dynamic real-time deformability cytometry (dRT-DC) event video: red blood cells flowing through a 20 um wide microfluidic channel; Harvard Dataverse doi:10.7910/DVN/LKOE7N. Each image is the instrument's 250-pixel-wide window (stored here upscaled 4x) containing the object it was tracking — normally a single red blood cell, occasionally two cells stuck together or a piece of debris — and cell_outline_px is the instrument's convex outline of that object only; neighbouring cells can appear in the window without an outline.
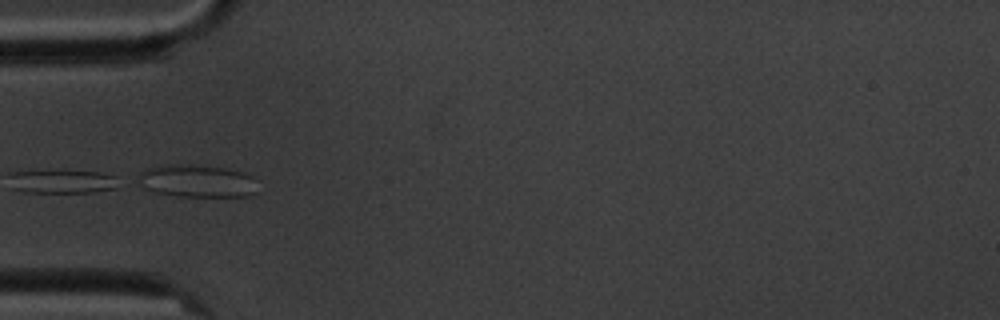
{"species": "common noctule bat (a hibernating species)", "species_latin": "Nyctalus noctula", "temperature_condition": "cold", "stored_images_in_passage": 15, "camera_frame_rate_fps": 3000, "um_per_image_px": 0.085, "animal": {"sex": "male", "body_mass_g": 20.1, "forearm_length_mm": 53.5}, "frame": {"image": 1, "passage_image": 5, "time_ms": 5.333, "image_size_px": [1000, 320], "cell_outline_px": [[256, 192], [252, 196], [180, 196], [152, 192], [136, 184], [132, 180], [144, 168], [160, 164], [196, 164], [228, 168], [244, 172], [252, 176], [256, 180]], "centroid_in_image_um": [16.65, 15.36], "position_along_channel_um": 68.3, "area_um2": 23.64}}
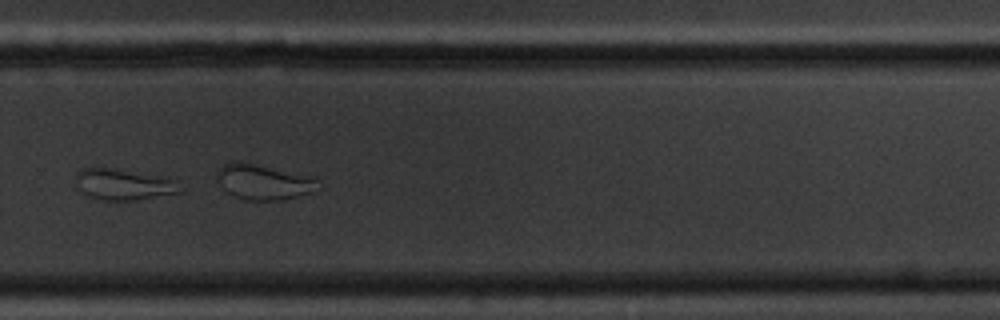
{"frame": {"image": 2, "passage_image": 11, "time_ms": 12.333, "image_size_px": [1000, 320], "cell_outline_px": [[184, 188], [180, 192], [132, 200], [104, 200], [88, 196], [76, 188], [76, 172], [80, 168], [112, 168], [160, 176], [172, 180]], "centroid_in_image_um": [10.44, 15.67], "position_along_channel_um": 319.4, "area_um2": 18.67}}